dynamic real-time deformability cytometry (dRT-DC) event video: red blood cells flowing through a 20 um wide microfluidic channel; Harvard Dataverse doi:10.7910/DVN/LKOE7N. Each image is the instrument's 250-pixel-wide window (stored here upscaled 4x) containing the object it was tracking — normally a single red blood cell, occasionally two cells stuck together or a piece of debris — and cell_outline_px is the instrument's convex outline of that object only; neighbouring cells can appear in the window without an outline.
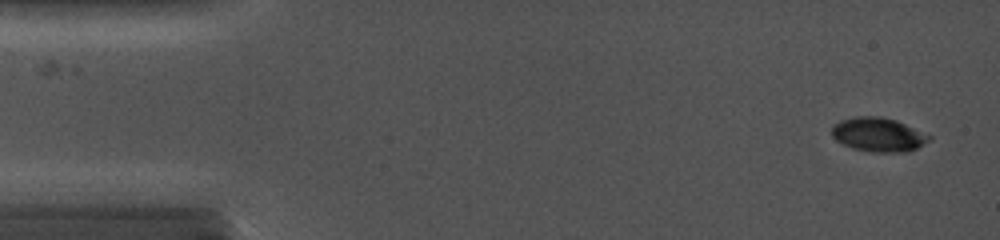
{"species": "common noctule bat (a hibernating species)", "species_latin": "Nyctalus noctula", "temperature_condition": "cold", "stored_images_in_passage": 77, "camera_frame_rate_fps": 5000, "um_per_image_px": 0.085, "animal": {"sex": "female", "body_mass_g": 19.0, "forearm_length_mm": 56.7}, "frame": {"image": 1, "passage_image": 3, "time_ms": 0.4, "image_size_px": [1000, 240], "cell_outline_px": [[932, 140], [908, 152], [872, 152], [852, 148], [836, 140], [832, 136], [832, 124], [840, 120], [856, 116], [880, 116], [896, 120], [932, 136]], "centroid_in_image_um": [74.66, 11.44], "position_along_channel_um": 10.3, "area_um2": 19.42}}
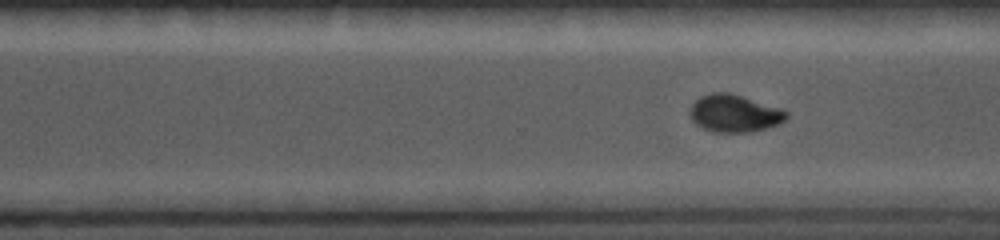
{"frame": {"image": 2, "passage_image": 54, "time_ms": 10.6, "image_size_px": [1000, 240], "cell_outline_px": [[788, 116], [784, 120], [776, 124], [752, 132], [712, 132], [696, 124], [692, 120], [688, 112], [692, 104], [700, 96], [712, 92], [728, 92], [784, 108], [788, 112]], "centroid_in_image_um": [62.42, 9.62], "position_along_channel_um": 308.2, "area_um2": 21.15}}
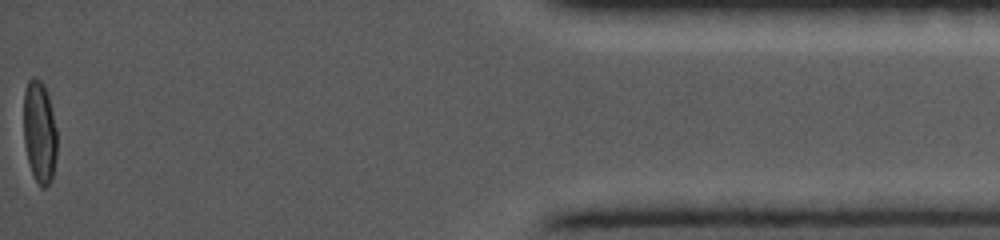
{"frame": {"image": 3, "passage_image": 77, "time_ms": 15.2, "image_size_px": [1000, 240], "cell_outline_px": [[56, 156], [52, 180], [44, 188], [40, 188], [32, 172], [28, 160], [24, 144], [24, 92], [28, 80], [32, 76], [36, 76], [44, 84], [48, 96], [56, 128]], "centroid_in_image_um": [3.35, 11.21], "position_along_channel_um": 431.8, "area_um2": 19.88}}